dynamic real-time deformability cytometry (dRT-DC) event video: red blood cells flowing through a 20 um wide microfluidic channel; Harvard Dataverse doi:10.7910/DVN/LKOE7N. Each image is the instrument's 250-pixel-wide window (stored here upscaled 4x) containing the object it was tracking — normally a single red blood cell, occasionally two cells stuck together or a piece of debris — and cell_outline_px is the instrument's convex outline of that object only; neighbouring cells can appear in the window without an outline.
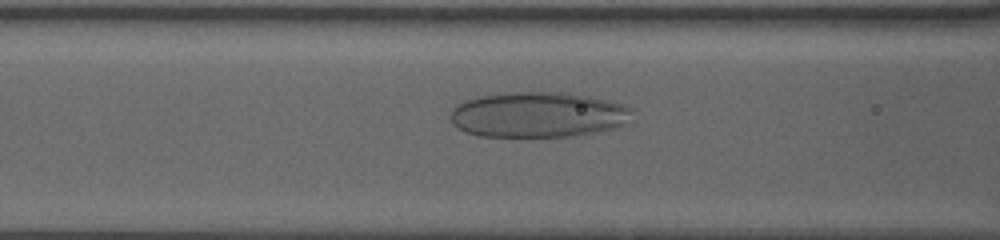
{"species": "human", "species_latin": "Homo sapiens", "temperature_condition": "warm", "stored_images_in_passage": 45, "camera_frame_rate_fps": 3000, "um_per_image_px": 0.085, "donor": {"sex": "female"}, "frame": {"image": 1, "passage_image": 11, "time_ms": 3.333, "image_size_px": [1000, 240], "cell_outline_px": [[632, 108], [620, 124], [608, 128], [592, 132], [568, 136], [480, 136], [468, 132], [452, 124], [452, 108], [456, 104], [464, 100], [476, 96], [508, 92], [568, 92], [588, 96], [620, 104]], "centroid_in_image_um": [45.6, 9.72], "position_along_channel_um": 121.0, "area_um2": 47.16}}
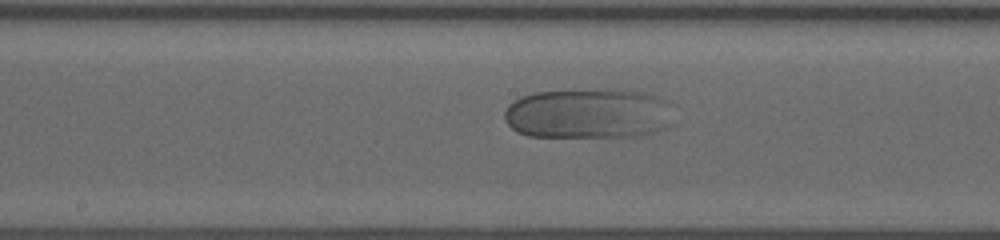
{"frame": {"image": 2, "passage_image": 18, "time_ms": 5.667, "image_size_px": [1000, 240], "cell_outline_px": [[664, 100], [652, 132], [636, 136], [528, 136], [516, 132], [508, 124], [504, 116], [504, 112], [508, 104], [520, 96], [536, 92], [644, 92], [656, 96]], "centroid_in_image_um": [49.63, 9.68], "position_along_channel_um": 198.6, "area_um2": 45.89}}
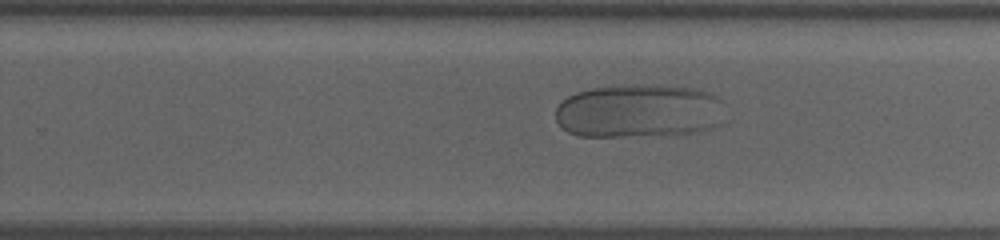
{"frame": {"image": 3, "passage_image": 25, "time_ms": 8.0, "image_size_px": [1000, 240], "cell_outline_px": [[720, 100], [712, 124], [708, 128], [696, 132], [620, 136], [580, 136], [568, 132], [556, 120], [556, 108], [568, 96], [576, 92], [592, 88], [636, 84], [640, 84], [692, 88], [708, 92], [716, 96]], "centroid_in_image_um": [54.14, 9.41], "position_along_channel_um": 275.7, "area_um2": 51.38}}